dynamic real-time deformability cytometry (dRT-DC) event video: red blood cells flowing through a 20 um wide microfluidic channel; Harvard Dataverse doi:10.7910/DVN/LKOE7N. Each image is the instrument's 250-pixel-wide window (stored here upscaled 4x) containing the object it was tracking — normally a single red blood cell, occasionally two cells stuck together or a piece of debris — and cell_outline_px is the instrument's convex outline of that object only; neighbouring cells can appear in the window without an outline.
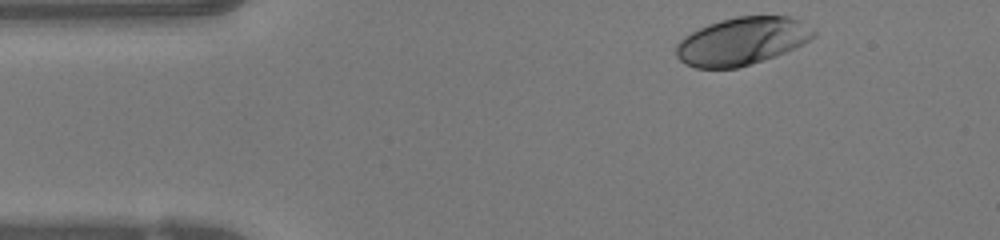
{"species": "human", "species_latin": "Homo sapiens", "temperature_condition": "warm", "stored_images_in_passage": 43, "camera_frame_rate_fps": 3000, "um_per_image_px": 0.085, "donor": {"sex": "female"}, "frame": {"image": 1, "passage_image": 1, "time_ms": 0.0, "image_size_px": [1000, 240], "cell_outline_px": [[816, 36], [796, 48], [776, 56], [736, 68], [696, 68], [684, 64], [676, 56], [676, 44], [684, 36], [708, 24], [720, 20], [736, 16], [788, 16], [800, 20], [816, 32]], "centroid_in_image_um": [63.07, 3.5], "position_along_channel_um": 21.9, "area_um2": 38.26}}
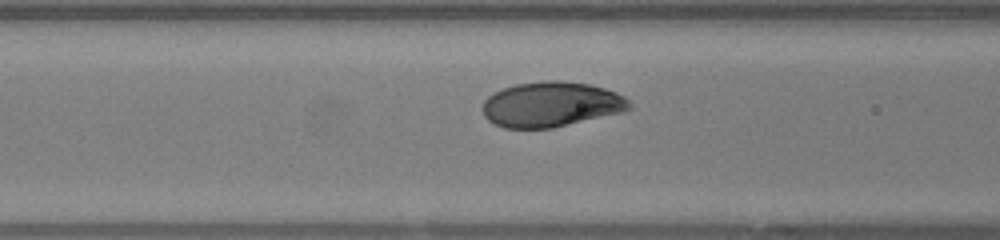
{"frame": {"image": 2, "passage_image": 13, "time_ms": 4.0, "image_size_px": [1000, 240], "cell_outline_px": [[632, 108], [624, 112], [552, 128], [504, 128], [488, 120], [484, 116], [484, 100], [488, 96], [504, 88], [516, 84], [548, 80], [560, 80], [592, 84], [616, 92], [624, 96], [632, 104]], "centroid_in_image_um": [46.9, 8.87], "position_along_channel_um": 119.7, "area_um2": 38.67}}
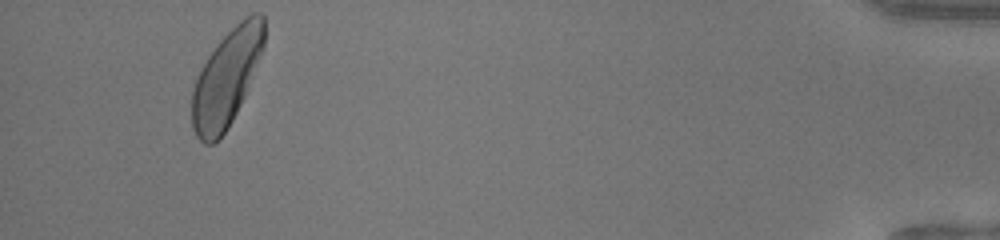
{"frame": {"image": 3, "passage_image": 40, "time_ms": 13.0, "image_size_px": [1000, 240], "cell_outline_px": [[264, 48], [244, 96], [228, 128], [212, 144], [204, 144], [196, 136], [192, 128], [192, 92], [196, 80], [208, 56], [220, 40], [240, 20], [252, 12], [260, 12], [264, 16]], "centroid_in_image_um": [19.26, 6.62], "position_along_channel_um": 415.9, "area_um2": 39.94}, "authors_computed_cell_mechanics": {"area_um2": 38.2058, "velocity_mm_per_s": 4.1818, "shape_relaxation_time_tau1_ms": 1.4141, "shape_relaxation_time_tau2_ms": null, "deformation_change_tau1": 0.1334, "deformation_change_tau2": null}}